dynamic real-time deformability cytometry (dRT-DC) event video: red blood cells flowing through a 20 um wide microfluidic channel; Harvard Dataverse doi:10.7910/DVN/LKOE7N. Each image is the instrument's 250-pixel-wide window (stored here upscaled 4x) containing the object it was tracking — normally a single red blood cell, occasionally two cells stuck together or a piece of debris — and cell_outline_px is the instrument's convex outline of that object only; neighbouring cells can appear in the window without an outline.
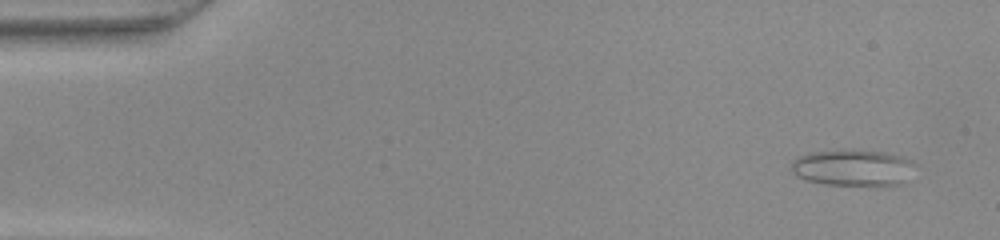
{"species": "common noctule bat (a hibernating species)", "species_latin": "Nyctalus noctula", "temperature_condition": "warm", "stored_images_in_passage": 46, "camera_frame_rate_fps": 3000, "um_per_image_px": 0.085, "animal": {"sex": "female", "body_mass_g": 22.0, "forearm_length_mm": 56.7}, "frame": {"image": 1, "passage_image": 1, "time_ms": 0.0, "image_size_px": [1000, 240], "cell_outline_px": [[916, 164], [904, 184], [824, 184], [804, 180], [796, 176], [792, 172], [792, 160], [796, 156], [808, 152], [852, 148], [860, 148], [884, 152], [904, 156]], "centroid_in_image_um": [72.47, 14.2], "position_along_channel_um": 12.5, "area_um2": 26.76}}
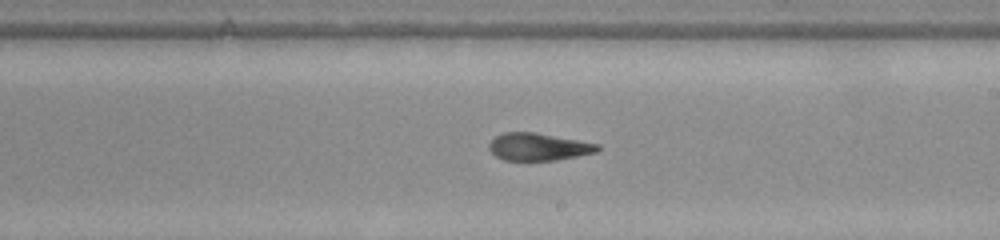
{"frame": {"image": 2, "passage_image": 26, "time_ms": 8.333, "image_size_px": [1000, 240], "cell_outline_px": [[600, 148], [596, 152], [556, 160], [504, 160], [496, 156], [488, 148], [488, 144], [496, 136], [504, 132], [536, 132], [600, 144]], "centroid_in_image_um": [45.76, 12.47], "position_along_channel_um": 243.2, "area_um2": 17.28}}
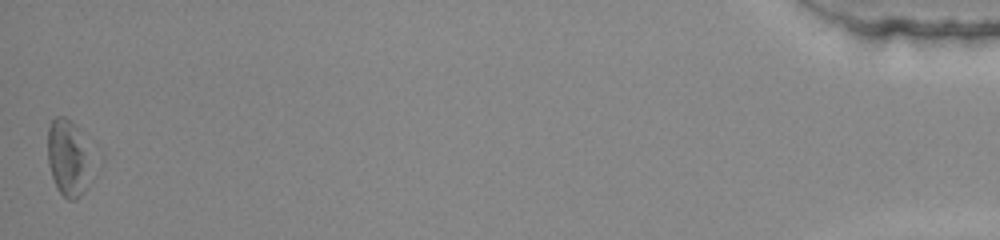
{"frame": {"image": 3, "passage_image": 46, "time_ms": 15.0, "image_size_px": [1000, 240], "cell_outline_px": [[84, 192], [76, 200], [68, 200], [56, 188], [48, 164], [48, 128], [52, 120], [56, 116], [64, 116], [76, 128], [80, 152], [84, 188]], "centroid_in_image_um": [5.55, 13.45], "position_along_channel_um": 429.7, "area_um2": 16.65}}